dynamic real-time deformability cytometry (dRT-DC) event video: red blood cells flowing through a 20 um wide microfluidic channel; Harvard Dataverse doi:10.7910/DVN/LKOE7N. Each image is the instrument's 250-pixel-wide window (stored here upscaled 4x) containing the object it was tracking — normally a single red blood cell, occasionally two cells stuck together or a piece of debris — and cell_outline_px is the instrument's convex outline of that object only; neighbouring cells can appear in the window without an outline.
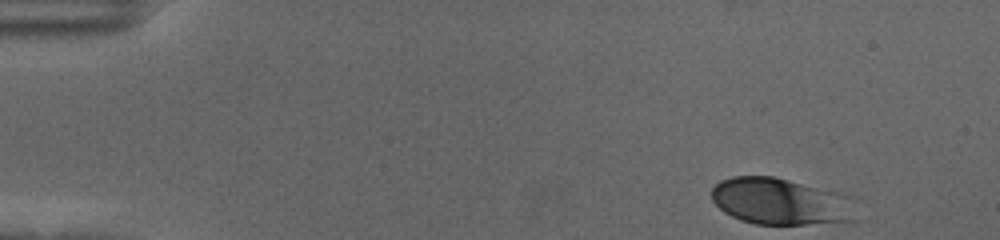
{"species": "human", "species_latin": "Homo sapiens", "temperature_condition": "cold", "stored_images_in_passage": 1, "camera_frame_rate_fps": 3000, "um_per_image_px": 0.085, "donor": {"sex": "female"}, "frame": {"image": 1, "passage_image": 1, "time_ms": 0.0, "image_size_px": [1000, 240], "cell_outline_px": [[856, 220], [804, 224], [756, 224], [740, 220], [724, 212], [712, 200], [712, 188], [720, 180], [732, 176], [772, 176], [844, 192], [852, 196], [856, 200]], "centroid_in_image_um": [66.43, 17.11], "position_along_channel_um": 18.6, "area_um2": 40.0}}